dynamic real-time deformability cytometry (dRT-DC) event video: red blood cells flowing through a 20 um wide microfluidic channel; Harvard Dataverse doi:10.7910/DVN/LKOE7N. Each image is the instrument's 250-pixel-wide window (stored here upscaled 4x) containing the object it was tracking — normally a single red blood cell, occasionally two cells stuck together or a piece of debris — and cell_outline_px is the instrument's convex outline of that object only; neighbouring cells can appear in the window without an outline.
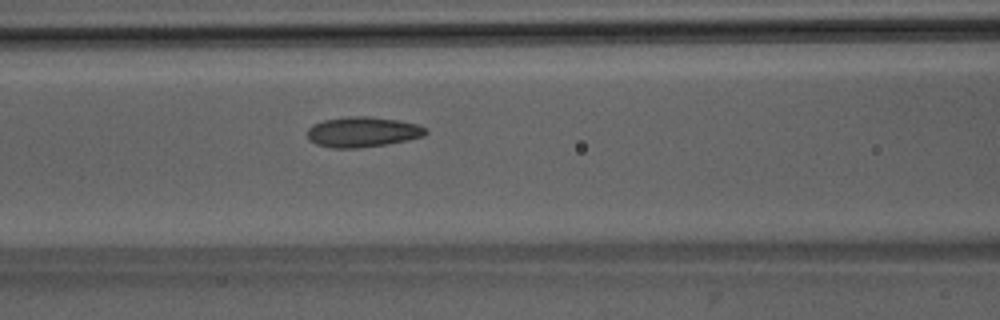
{"species": "Egyptian fruit bat (a non-hibernating species)", "species_latin": "Rousettus aegyptiacus", "temperature_condition": "room temperature", "stored_images_in_passage": 33, "camera_frame_rate_fps": 3000, "um_per_image_px": 0.085, "animal": {"sex": "male"}, "frame": {"image": 1, "passage_image": 10, "time_ms": 3.0, "image_size_px": [1000, 320], "cell_outline_px": [[428, 132], [424, 136], [408, 140], [360, 148], [332, 148], [316, 144], [308, 136], [308, 128], [312, 124], [324, 120], [348, 116], [368, 116], [400, 120], [420, 124], [428, 128]], "centroid_in_image_um": [30.88, 11.2], "position_along_channel_um": 135.7, "area_um2": 21.04}}
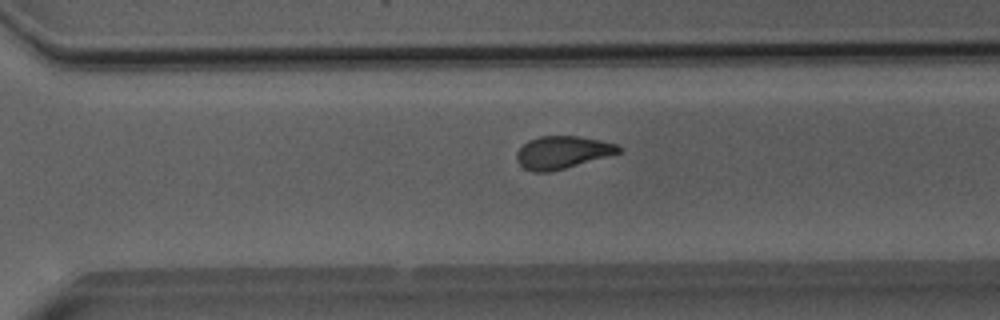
{"frame": {"image": 2, "passage_image": 24, "time_ms": 7.667, "image_size_px": [1000, 320], "cell_outline_px": [[624, 148], [620, 152], [608, 156], [552, 172], [536, 172], [524, 168], [516, 160], [516, 152], [528, 140], [540, 136], [580, 136], [600, 140], [616, 144]], "centroid_in_image_um": [47.8, 12.95], "position_along_channel_um": 322.8, "area_um2": 19.42}}
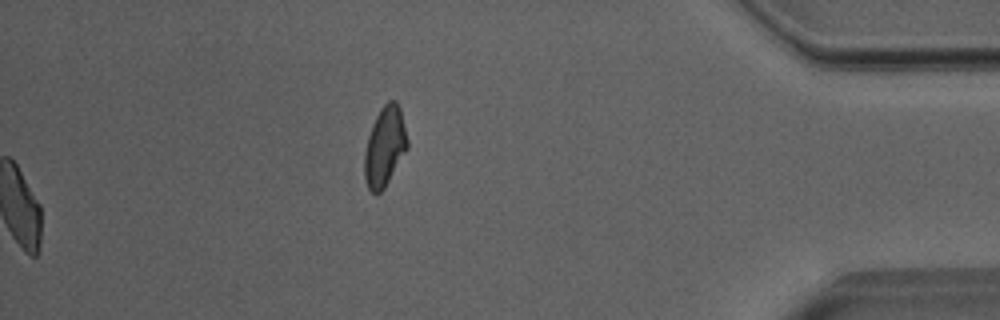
{"frame": {"image": 3, "passage_image": 33, "time_ms": 10.667, "image_size_px": [1000, 320], "cell_outline_px": [[408, 148], [384, 188], [380, 192], [372, 192], [368, 188], [364, 180], [364, 152], [368, 136], [372, 124], [380, 108], [388, 100], [396, 100], [400, 108], [408, 140]], "centroid_in_image_um": [32.69, 12.44], "position_along_channel_um": 402.5, "area_um2": 19.94}, "authors_computed_cell_mechanics": {"area_um2": 20.23, "velocity_mm_per_s": 4.021, "shape_relaxation_time_tau1_ms": 10.4292, "shape_relaxation_time_tau2_ms": 1.7431, "deformation_change_tau1": 0.2114, "deformation_change_tau2": 0.0794}}